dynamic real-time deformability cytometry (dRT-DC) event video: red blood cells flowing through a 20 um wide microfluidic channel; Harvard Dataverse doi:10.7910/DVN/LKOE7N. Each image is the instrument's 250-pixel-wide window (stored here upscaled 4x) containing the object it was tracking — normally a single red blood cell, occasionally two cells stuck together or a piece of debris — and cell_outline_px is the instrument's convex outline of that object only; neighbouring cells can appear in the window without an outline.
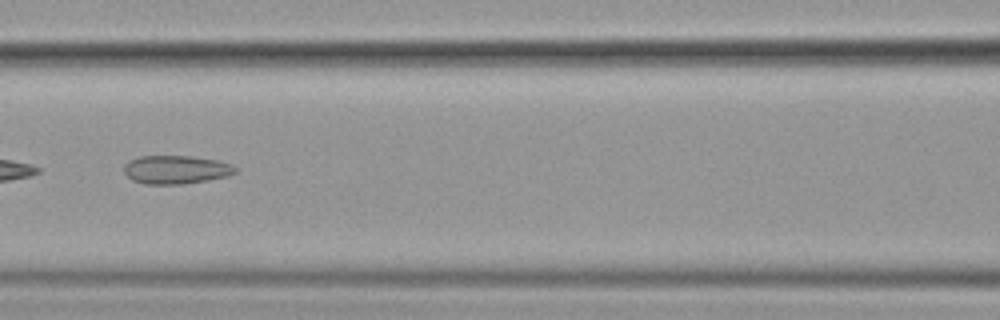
{"species": "common noctule bat (a hibernating species)", "species_latin": "Nyctalus noctula", "temperature_condition": "cold", "stored_images_in_passage": 52, "camera_frame_rate_fps": 3000, "um_per_image_px": 0.085, "animal": {"sex": "female", "body_mass_g": 19.9}, "frame": {"image": 1, "passage_image": 23, "time_ms": 7.333, "image_size_px": [1000, 320], "cell_outline_px": [[236, 172], [224, 176], [208, 180], [184, 184], [144, 184], [132, 180], [124, 172], [124, 164], [128, 160], [140, 156], [192, 156], [216, 160], [232, 164], [236, 168]], "centroid_in_image_um": [14.92, 14.41], "position_along_channel_um": 151.7, "area_um2": 18.44}, "authors_computed_cell_mechanics": {"area_um2": 21.964, "velocity_mm_per_s": 3.603, "shape_relaxation_time_tau1_ms": null, "shape_relaxation_time_tau2_ms": 2.3344, "deformation_change_tau1": null, "deformation_change_tau2": 0.0931}}